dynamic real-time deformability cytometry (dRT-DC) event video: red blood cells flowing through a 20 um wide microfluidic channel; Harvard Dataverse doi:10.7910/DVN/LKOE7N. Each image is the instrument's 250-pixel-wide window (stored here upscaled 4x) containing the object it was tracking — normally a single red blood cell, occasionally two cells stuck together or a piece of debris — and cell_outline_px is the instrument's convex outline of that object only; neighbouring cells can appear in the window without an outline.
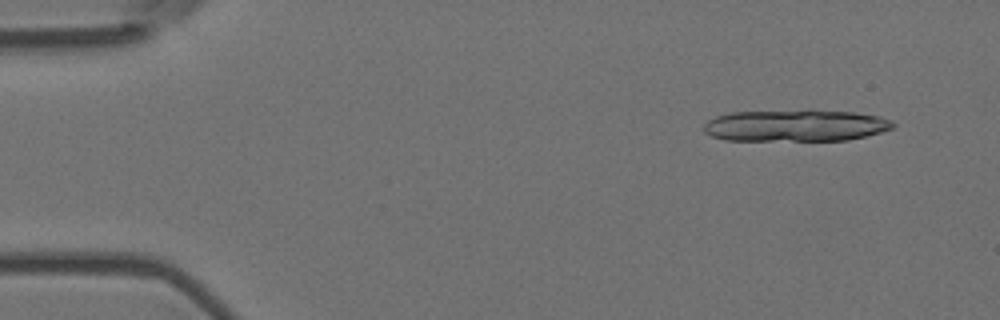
{"species": "Egyptian fruit bat (a non-hibernating species)", "species_latin": "Rousettus aegyptiacus", "temperature_condition": "room temperature", "stored_images_in_passage": 10, "camera_frame_rate_fps": 3000, "um_per_image_px": 0.085, "animal": {"sex": "female"}, "frame": {"image": 1, "passage_image": 4, "time_ms": 1.0, "image_size_px": [1000, 320], "cell_outline_px": [[896, 124], [892, 128], [880, 132], [848, 140], [724, 140], [712, 136], [704, 132], [704, 124], [708, 120], [716, 116], [732, 112], [812, 108], [852, 112], [880, 116], [892, 120]], "centroid_in_image_um": [67.63, 10.64], "position_along_channel_um": 17.4, "area_um2": 35.78}}